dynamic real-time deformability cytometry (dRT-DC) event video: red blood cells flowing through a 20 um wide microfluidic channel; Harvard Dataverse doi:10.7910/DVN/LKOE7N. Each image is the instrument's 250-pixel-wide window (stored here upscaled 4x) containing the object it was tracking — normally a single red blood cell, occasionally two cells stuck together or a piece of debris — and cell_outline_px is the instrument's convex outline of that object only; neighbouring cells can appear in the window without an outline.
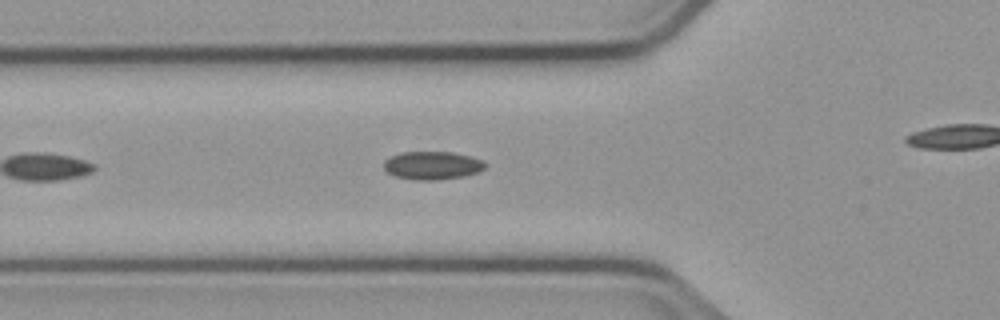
{"species": "common noctule bat (a hibernating species)", "species_latin": "Nyctalus noctula", "temperature_condition": "cold", "stored_images_in_passage": 16, "camera_frame_rate_fps": 3000, "um_per_image_px": 0.085, "animal": {"sex": "male", "body_mass_g": 23.1, "forearm_length_mm": 52.7}, "frame": {"image": 1, "passage_image": 7, "time_ms": 2.0, "image_size_px": [1000, 320], "cell_outline_px": [[484, 168], [476, 172], [464, 176], [436, 180], [412, 180], [396, 176], [388, 172], [384, 168], [384, 160], [400, 152], [452, 152], [484, 160]], "centroid_in_image_um": [36.72, 14.06], "position_along_channel_um": 89.1, "area_um2": 16.47}}